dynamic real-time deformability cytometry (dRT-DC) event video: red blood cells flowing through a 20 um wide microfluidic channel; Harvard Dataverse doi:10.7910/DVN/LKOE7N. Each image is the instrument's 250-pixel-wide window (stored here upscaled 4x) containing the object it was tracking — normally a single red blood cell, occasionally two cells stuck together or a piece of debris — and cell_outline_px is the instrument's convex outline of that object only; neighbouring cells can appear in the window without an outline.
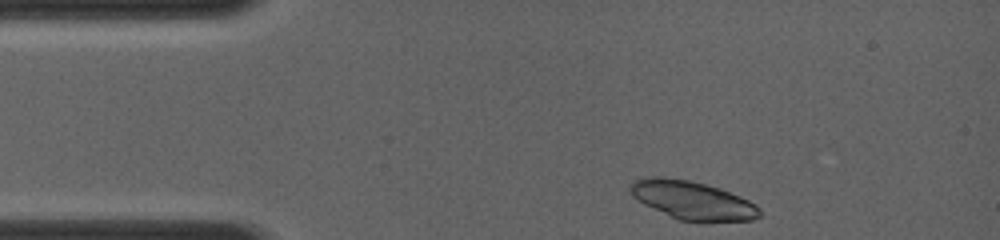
{"species": "common noctule bat (a hibernating species)", "species_latin": "Nyctalus noctula", "temperature_condition": "room temperature", "stored_images_in_passage": 5, "camera_frame_rate_fps": 4000, "um_per_image_px": 0.085, "animal": {"sex": "female", "body_mass_g": 19.0, "forearm_length_mm": 56.7}, "frame": {"image": 1, "passage_image": 1, "time_ms": 0.0, "image_size_px": [1000, 240], "cell_outline_px": [[760, 216], [752, 220], [680, 220], [640, 200], [632, 192], [632, 184], [636, 180], [688, 180], [704, 184], [728, 192], [748, 200], [756, 204], [760, 212]], "centroid_in_image_um": [59.0, 17.06], "position_along_channel_um": 26.0, "area_um2": 26.53}}